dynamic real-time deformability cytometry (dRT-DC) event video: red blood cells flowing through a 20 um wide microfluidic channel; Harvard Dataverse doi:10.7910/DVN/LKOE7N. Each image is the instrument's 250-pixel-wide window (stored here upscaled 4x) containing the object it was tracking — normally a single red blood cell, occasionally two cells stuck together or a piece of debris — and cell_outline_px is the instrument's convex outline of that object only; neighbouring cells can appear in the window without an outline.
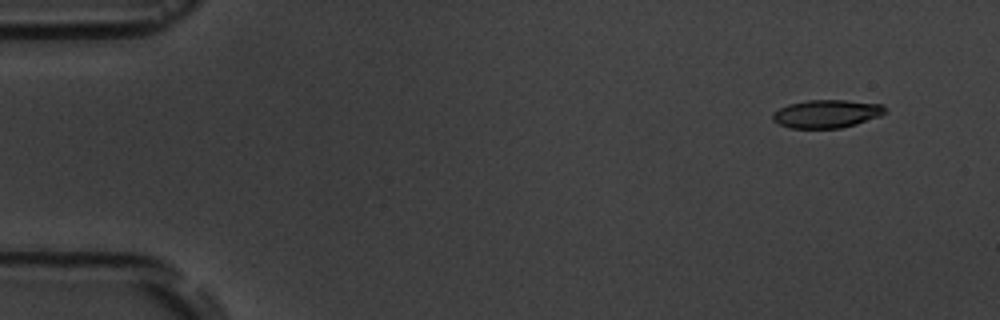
{"species": "common noctule bat (a hibernating species)", "species_latin": "Nyctalus noctula", "temperature_condition": "room temperature", "stored_images_in_passage": 6, "camera_frame_rate_fps": 3000, "um_per_image_px": 0.085, "animal": {"sex": "male", "body_mass_g": 19.5, "forearm_length_mm": 54.6}, "frame": {"image": 1, "passage_image": 2, "time_ms": 1.333, "image_size_px": [1000, 320], "cell_outline_px": [[888, 112], [880, 116], [856, 124], [840, 128], [788, 128], [772, 120], [772, 112], [788, 104], [808, 100], [844, 100], [884, 104], [888, 108]], "centroid_in_image_um": [70.3, 9.67], "position_along_channel_um": 14.7, "area_um2": 18.61}}
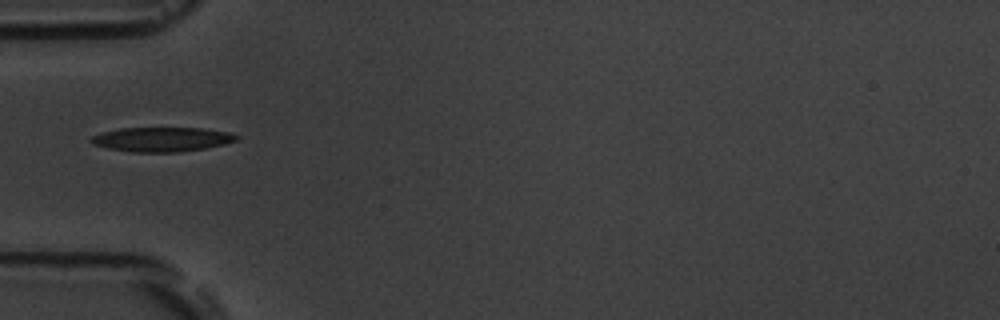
{"frame": {"image": 2, "passage_image": 6, "time_ms": 6.0, "image_size_px": [1000, 320], "cell_outline_px": [[240, 136], [236, 140], [224, 144], [204, 148], [176, 152], [132, 152], [108, 148], [92, 144], [88, 140], [92, 136], [100, 132], [120, 128], [200, 128], [228, 132]], "centroid_in_image_um": [13.7, 11.84], "position_along_channel_um": 71.3, "area_um2": 20.63}}